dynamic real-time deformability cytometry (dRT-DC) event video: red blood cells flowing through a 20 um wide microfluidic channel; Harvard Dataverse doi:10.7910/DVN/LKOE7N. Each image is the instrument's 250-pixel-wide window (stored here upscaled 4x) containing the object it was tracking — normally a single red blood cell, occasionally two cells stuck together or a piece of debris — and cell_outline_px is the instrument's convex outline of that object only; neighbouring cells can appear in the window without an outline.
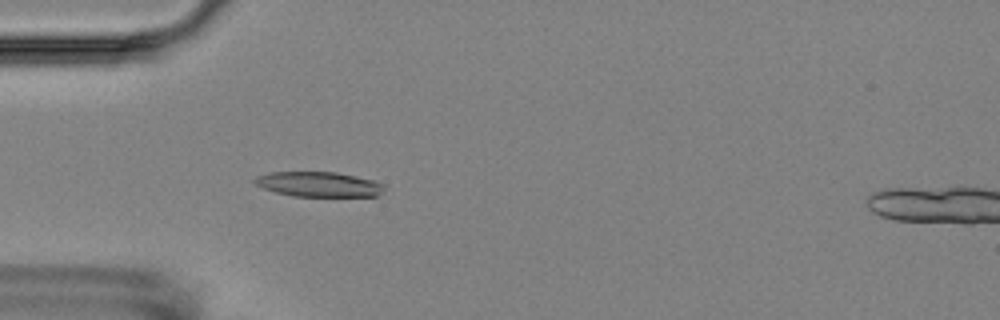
{"species": "Egyptian fruit bat (a non-hibernating species)", "species_latin": "Rousettus aegyptiacus", "temperature_condition": "room temperature", "stored_images_in_passage": 3, "camera_frame_rate_fps": 3000, "um_per_image_px": 0.085, "animal": {"sex": "female"}, "frame": {"image": 1, "passage_image": 3, "time_ms": 3.667, "image_size_px": [1000, 320], "cell_outline_px": [[384, 188], [376, 196], [292, 196], [276, 192], [264, 188], [256, 184], [252, 180], [256, 176], [268, 172], [336, 172], [372, 180], [384, 184]], "centroid_in_image_um": [27.05, 15.66], "position_along_channel_um": 58.0, "area_um2": 18.67}}